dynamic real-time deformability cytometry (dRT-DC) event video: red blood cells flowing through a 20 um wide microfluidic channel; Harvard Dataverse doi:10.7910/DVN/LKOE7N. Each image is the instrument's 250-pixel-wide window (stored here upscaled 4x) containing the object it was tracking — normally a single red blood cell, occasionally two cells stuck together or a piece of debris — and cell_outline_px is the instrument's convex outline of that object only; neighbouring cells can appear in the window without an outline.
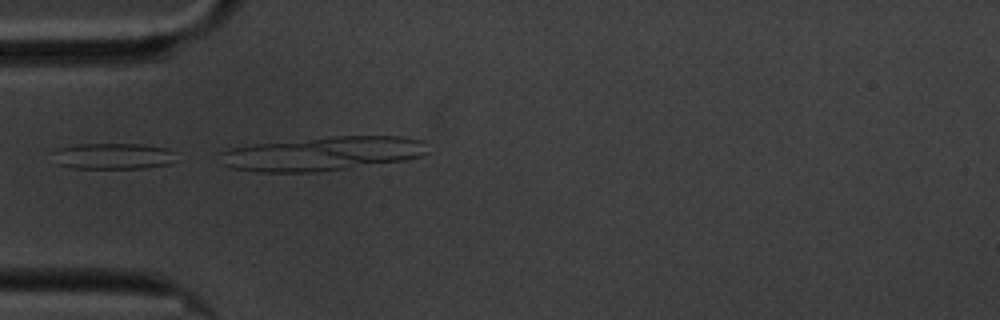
{"species": "common noctule bat (a hibernating species)", "species_latin": "Nyctalus noctula", "temperature_condition": "cold", "stored_images_in_passage": 16, "camera_frame_rate_fps": 3000, "um_per_image_px": 0.085, "animal": {"sex": "male", "body_mass_g": 20.1, "forearm_length_mm": 53.5}, "frame": {"image": 1, "passage_image": 14, "time_ms": 4.333, "image_size_px": [1000, 320], "cell_outline_px": [[176, 152], [172, 160], [168, 164], [144, 168], [72, 168], [56, 164], [52, 152], [56, 148], [76, 144], [144, 144], [164, 148]], "centroid_in_image_um": [9.54, 13.26], "position_along_channel_um": 75.5, "area_um2": 18.84}}